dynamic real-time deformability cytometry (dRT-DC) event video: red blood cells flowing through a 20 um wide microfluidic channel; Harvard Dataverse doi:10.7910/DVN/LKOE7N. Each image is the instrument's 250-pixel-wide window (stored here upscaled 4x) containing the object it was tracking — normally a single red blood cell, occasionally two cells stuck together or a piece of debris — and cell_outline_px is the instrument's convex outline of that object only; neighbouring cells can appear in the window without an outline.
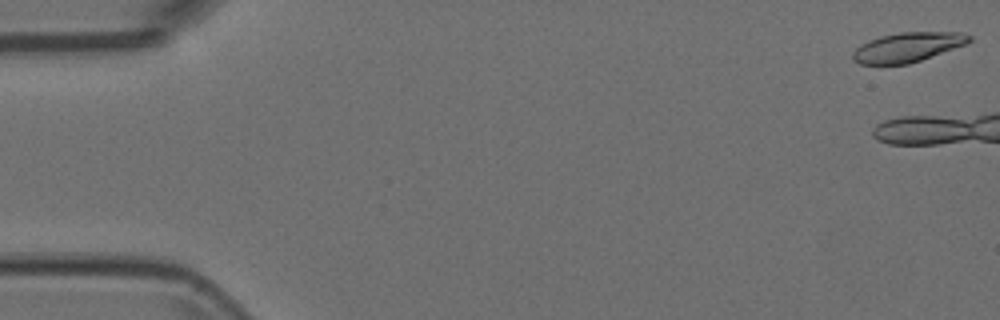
{"species": "Egyptian fruit bat (a non-hibernating species)", "species_latin": "Rousettus aegyptiacus", "temperature_condition": "room temperature", "stored_images_in_passage": 8, "camera_frame_rate_fps": 3000, "um_per_image_px": 0.085, "animal": {"sex": "female"}, "frame": {"image": 1, "passage_image": 1, "time_ms": 0.0, "image_size_px": [1000, 320], "cell_outline_px": [[972, 40], [964, 44], [920, 60], [908, 64], [860, 64], [852, 60], [852, 52], [860, 44], [868, 40], [880, 36], [900, 32], [960, 32], [972, 36]], "centroid_in_image_um": [77.09, 4.0], "position_along_channel_um": 7.9, "area_um2": 19.88}}